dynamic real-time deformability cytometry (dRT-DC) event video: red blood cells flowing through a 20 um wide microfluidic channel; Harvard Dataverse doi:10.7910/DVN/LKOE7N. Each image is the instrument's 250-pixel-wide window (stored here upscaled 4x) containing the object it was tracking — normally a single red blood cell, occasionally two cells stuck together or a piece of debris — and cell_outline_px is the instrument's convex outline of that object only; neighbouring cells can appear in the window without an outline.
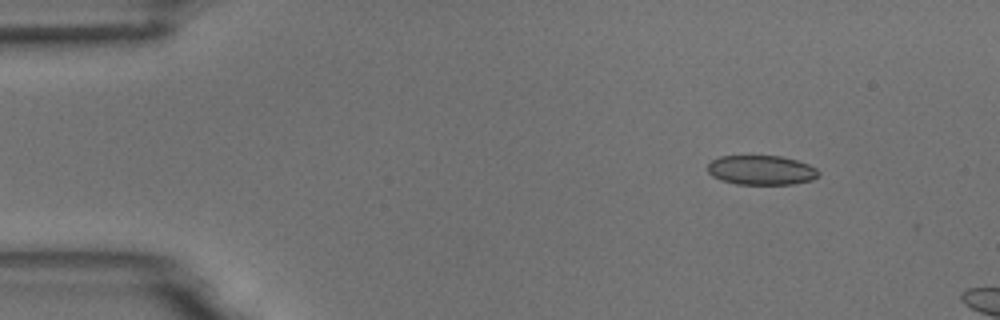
{"species": "common noctule bat (a hibernating species)", "species_latin": "Nyctalus noctula", "temperature_condition": "room temperature", "stored_images_in_passage": 4, "camera_frame_rate_fps": 3000, "um_per_image_px": 0.085, "animal": {"sex": "male", "body_mass_g": 18.8}, "frame": {"image": 1, "passage_image": 2, "time_ms": 2.0, "image_size_px": [1000, 320], "cell_outline_px": [[820, 176], [812, 180], [792, 184], [736, 184], [712, 176], [708, 172], [708, 164], [712, 160], [720, 156], [780, 156], [796, 160], [808, 164], [816, 168], [820, 172]], "centroid_in_image_um": [64.74, 14.46], "position_along_channel_um": 20.3, "area_um2": 19.02}}